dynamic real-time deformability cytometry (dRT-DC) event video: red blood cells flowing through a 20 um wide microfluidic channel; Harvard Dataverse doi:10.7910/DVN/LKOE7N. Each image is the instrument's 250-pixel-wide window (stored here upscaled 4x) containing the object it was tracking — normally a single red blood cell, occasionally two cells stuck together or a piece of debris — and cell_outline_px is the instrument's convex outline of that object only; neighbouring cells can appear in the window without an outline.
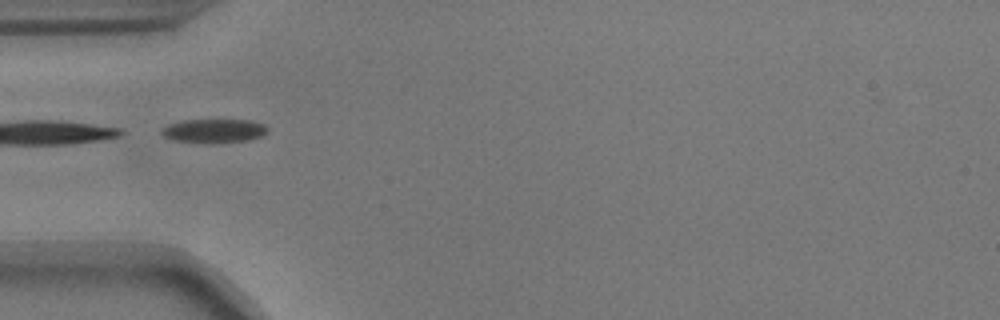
{"species": "common noctule bat (a hibernating species)", "species_latin": "Nyctalus noctula", "temperature_condition": "warm", "stored_images_in_passage": 39, "camera_frame_rate_fps": 3000, "um_per_image_px": 0.085, "animal": {"sex": "male", "body_mass_g": 17.9}, "frame": {"image": 1, "passage_image": 1, "time_ms": 0.0, "image_size_px": [1000, 320], "cell_outline_px": [[268, 132], [260, 136], [248, 140], [208, 144], [176, 140], [164, 136], [160, 132], [160, 128], [168, 124], [184, 120], [252, 120], [264, 124], [268, 128]], "centroid_in_image_um": [18.18, 11.12], "position_along_channel_um": 66.8, "area_um2": 14.85}}
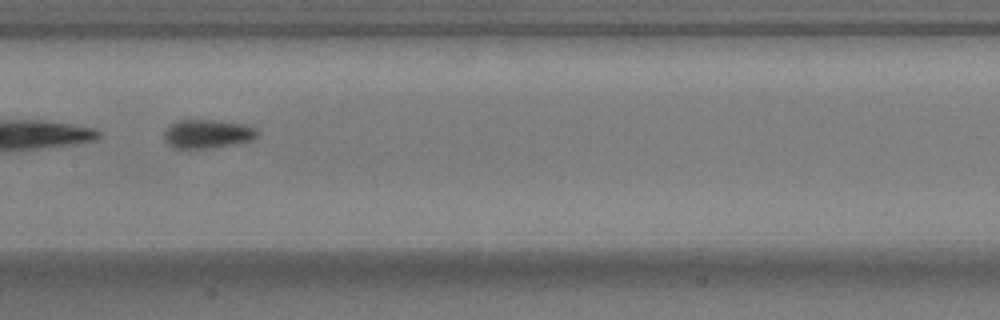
{"frame": {"image": 2, "passage_image": 11, "time_ms": 3.333, "image_size_px": [1000, 320], "cell_outline_px": [[260, 132], [252, 140], [236, 144], [204, 148], [172, 148], [164, 140], [164, 132], [176, 120], [216, 120], [244, 124], [256, 128]], "centroid_in_image_um": [17.64, 11.37], "position_along_channel_um": 189.8, "area_um2": 15.61}}
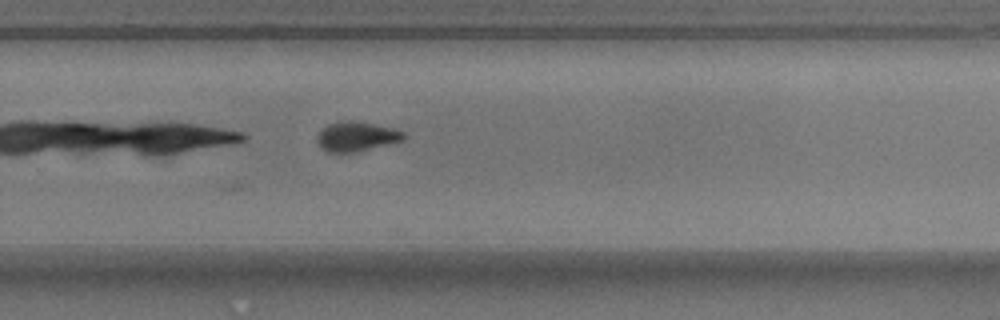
{"frame": {"image": 3, "passage_image": 20, "time_ms": 6.333, "image_size_px": [1000, 320], "cell_outline_px": [[408, 136], [404, 140], [356, 152], [328, 152], [320, 148], [316, 140], [320, 132], [328, 124], [372, 124], [396, 128], [404, 132]], "centroid_in_image_um": [30.36, 11.66], "position_along_channel_um": 299.4, "area_um2": 14.22}, "authors_computed_cell_mechanics": {"area_um2": 14.739, "velocity_mm_per_s": 3.6703, "shape_relaxation_time_tau1_ms": 5.7706, "shape_relaxation_time_tau2_ms": 2.4197, "deformation_change_tau1": 0.1777, "deformation_change_tau2": 0.0592}}